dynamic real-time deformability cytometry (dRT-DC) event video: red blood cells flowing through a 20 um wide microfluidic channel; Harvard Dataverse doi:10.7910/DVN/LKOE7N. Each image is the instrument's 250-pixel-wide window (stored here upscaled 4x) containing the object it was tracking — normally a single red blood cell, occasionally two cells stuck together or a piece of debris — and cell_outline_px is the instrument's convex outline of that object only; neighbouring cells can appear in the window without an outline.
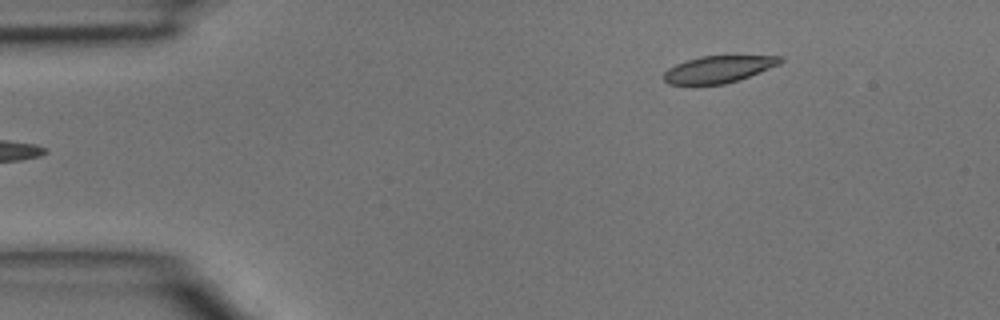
{"species": "common noctule bat (a hibernating species)", "species_latin": "Nyctalus noctula", "temperature_condition": "room temperature", "stored_images_in_passage": 2, "camera_frame_rate_fps": 3000, "um_per_image_px": 0.085, "animal": {"sex": "male", "body_mass_g": 15.6}, "frame": {"image": 1, "passage_image": 2, "time_ms": 0.333, "image_size_px": [1000, 320], "cell_outline_px": [[784, 60], [780, 64], [740, 80], [724, 84], [668, 84], [664, 80], [664, 72], [668, 68], [676, 64], [700, 56], [780, 56]], "centroid_in_image_um": [61.08, 5.89], "position_along_channel_um": 23.9, "area_um2": 18.15}}